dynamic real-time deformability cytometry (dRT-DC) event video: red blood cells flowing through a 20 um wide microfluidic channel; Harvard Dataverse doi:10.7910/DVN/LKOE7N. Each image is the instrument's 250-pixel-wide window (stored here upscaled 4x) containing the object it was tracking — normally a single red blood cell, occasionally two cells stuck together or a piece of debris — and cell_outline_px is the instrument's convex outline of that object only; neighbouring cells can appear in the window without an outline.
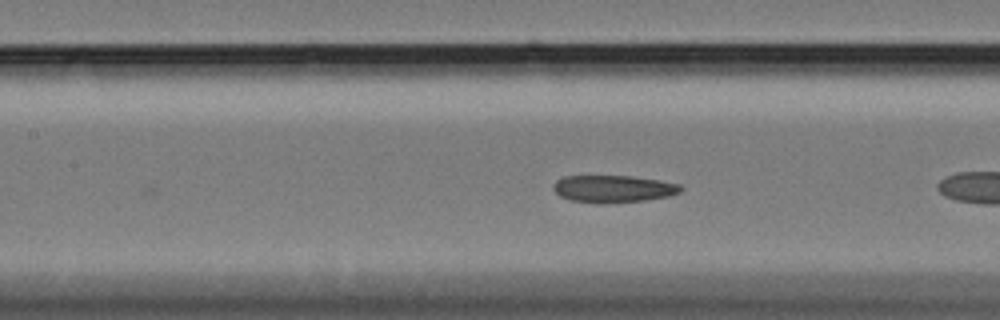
{"species": "Egyptian fruit bat (a non-hibernating species)", "species_latin": "Rousettus aegyptiacus", "temperature_condition": "cold", "stored_images_in_passage": 12, "camera_frame_rate_fps": 3000, "um_per_image_px": 0.085, "animal": {"sex": "female"}, "frame": {"image": 1, "passage_image": 9, "time_ms": 2.667, "image_size_px": [1000, 320], "cell_outline_px": [[684, 188], [680, 192], [668, 196], [644, 200], [600, 204], [572, 200], [560, 196], [552, 188], [552, 184], [556, 180], [564, 176], [632, 176], [660, 180], [680, 184]], "centroid_in_image_um": [52.12, 16.04], "position_along_channel_um": 155.3, "area_um2": 20.29}}
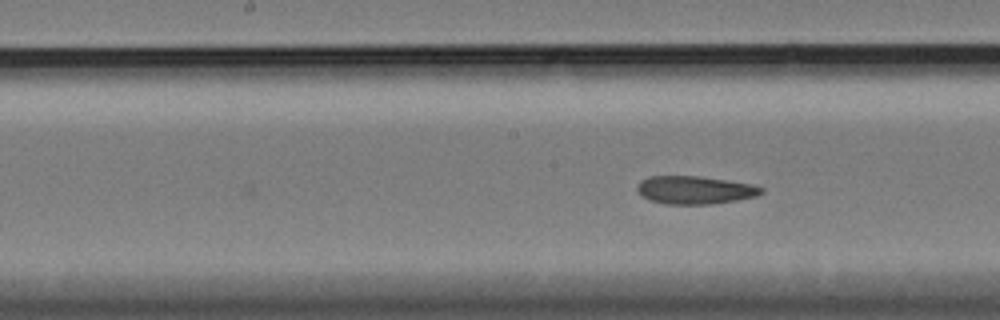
{"frame": {"image": 2, "passage_image": 12, "time_ms": 3.667, "image_size_px": [1000, 320], "cell_outline_px": [[764, 192], [756, 196], [736, 200], [712, 204], [664, 204], [648, 200], [640, 196], [636, 188], [636, 184], [640, 180], [648, 176], [700, 176], [728, 180], [752, 184], [764, 188]], "centroid_in_image_um": [59.02, 16.15], "position_along_channel_um": 189.2, "area_um2": 20.58}}